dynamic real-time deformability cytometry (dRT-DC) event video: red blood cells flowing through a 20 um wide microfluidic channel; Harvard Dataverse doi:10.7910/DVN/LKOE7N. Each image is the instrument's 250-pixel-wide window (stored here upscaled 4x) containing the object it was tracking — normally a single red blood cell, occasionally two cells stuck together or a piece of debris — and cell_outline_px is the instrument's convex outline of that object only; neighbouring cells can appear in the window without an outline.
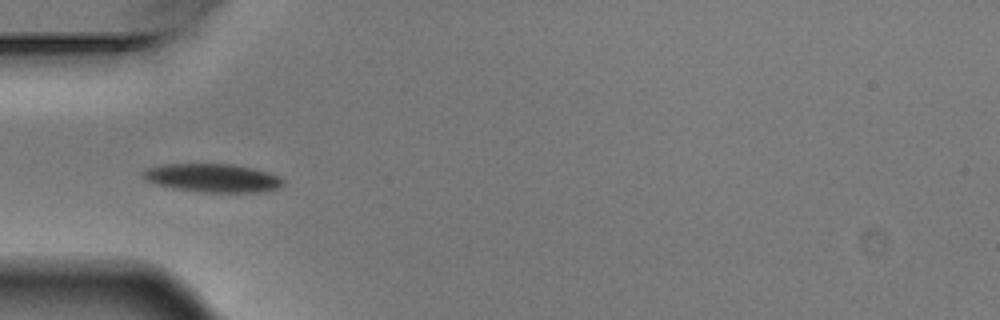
{"species": "Egyptian fruit bat (a non-hibernating species)", "species_latin": "Rousettus aegyptiacus", "temperature_condition": "warm", "stored_images_in_passage": 7, "camera_frame_rate_fps": 3000, "um_per_image_px": 0.085, "animal": {"sex": "male"}, "frame": {"image": 1, "passage_image": 5, "time_ms": 1.333, "image_size_px": [1000, 320], "cell_outline_px": [[284, 184], [280, 188], [264, 192], [200, 192], [176, 188], [156, 184], [144, 180], [140, 176], [140, 172], [148, 168], [160, 164], [232, 164], [252, 168], [276, 176], [284, 180]], "centroid_in_image_um": [18.02, 15.13], "position_along_channel_um": 67.0, "area_um2": 23.24}}
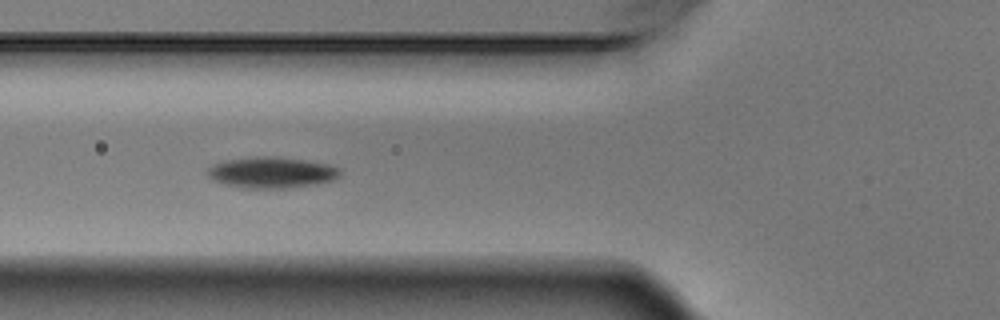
{"frame": {"image": 2, "passage_image": 6, "time_ms": 1.667, "image_size_px": [1000, 320], "cell_outline_px": [[340, 176], [332, 180], [316, 184], [284, 188], [240, 188], [224, 184], [212, 180], [204, 172], [212, 164], [224, 160], [256, 156], [280, 156], [328, 164], [340, 168]], "centroid_in_image_um": [23.03, 14.65], "position_along_channel_um": 102.8, "area_um2": 24.33}}
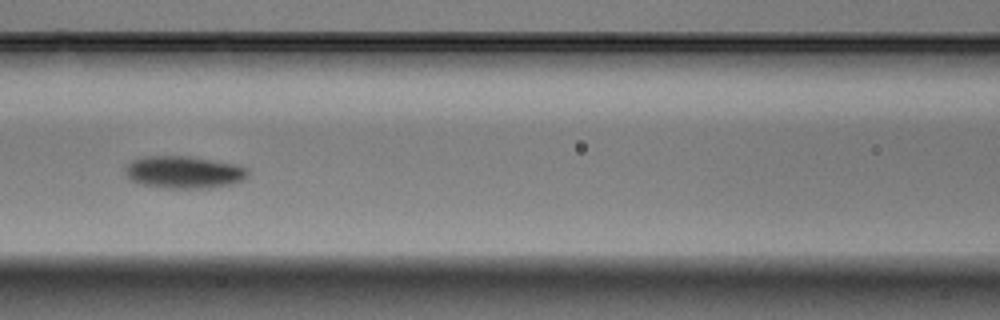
{"frame": {"image": 3, "passage_image": 7, "time_ms": 2.0, "image_size_px": [1000, 320], "cell_outline_px": [[248, 176], [232, 184], [208, 188], [164, 188], [140, 184], [128, 180], [124, 172], [124, 168], [132, 160], [140, 156], [188, 156], [240, 164], [248, 168]], "centroid_in_image_um": [15.6, 14.63], "position_along_channel_um": 151.0, "area_um2": 23.52}}